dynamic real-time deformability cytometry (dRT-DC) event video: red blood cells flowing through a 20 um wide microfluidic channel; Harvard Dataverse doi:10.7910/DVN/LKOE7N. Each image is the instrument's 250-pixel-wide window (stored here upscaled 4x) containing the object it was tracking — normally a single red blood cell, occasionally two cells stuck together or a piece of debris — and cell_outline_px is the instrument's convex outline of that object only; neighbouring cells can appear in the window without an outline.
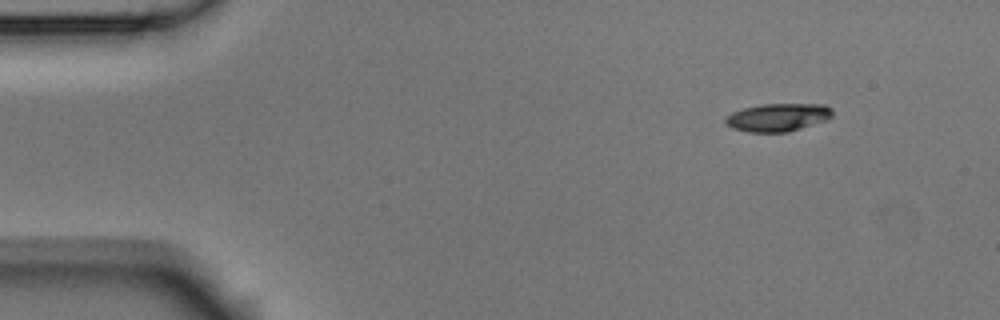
{"species": "Egyptian fruit bat (a non-hibernating species)", "species_latin": "Rousettus aegyptiacus", "temperature_condition": "room temperature", "stored_images_in_passage": 4, "camera_frame_rate_fps": 3000, "um_per_image_px": 0.085, "animal": {"sex": "male"}, "frame": {"image": 1, "passage_image": 1, "time_ms": 0.0, "image_size_px": [1000, 320], "cell_outline_px": [[832, 116], [828, 120], [788, 132], [748, 132], [732, 128], [724, 120], [724, 116], [732, 112], [744, 108], [764, 104], [824, 104], [832, 108]], "centroid_in_image_um": [66.13, 9.97], "position_along_channel_um": 18.9, "area_um2": 17.51}}
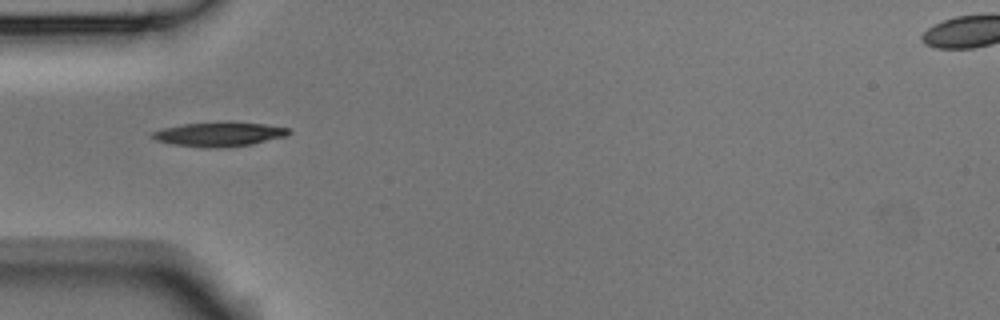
{"frame": {"image": 2, "passage_image": 4, "time_ms": 1.0, "image_size_px": [1000, 320], "cell_outline_px": [[292, 132], [288, 136], [252, 144], [220, 148], [208, 148], [172, 144], [156, 140], [148, 136], [152, 132], [164, 128], [184, 124], [228, 120], [264, 124], [288, 128]], "centroid_in_image_um": [18.65, 11.39], "position_along_channel_um": 66.3, "area_um2": 19.77}}